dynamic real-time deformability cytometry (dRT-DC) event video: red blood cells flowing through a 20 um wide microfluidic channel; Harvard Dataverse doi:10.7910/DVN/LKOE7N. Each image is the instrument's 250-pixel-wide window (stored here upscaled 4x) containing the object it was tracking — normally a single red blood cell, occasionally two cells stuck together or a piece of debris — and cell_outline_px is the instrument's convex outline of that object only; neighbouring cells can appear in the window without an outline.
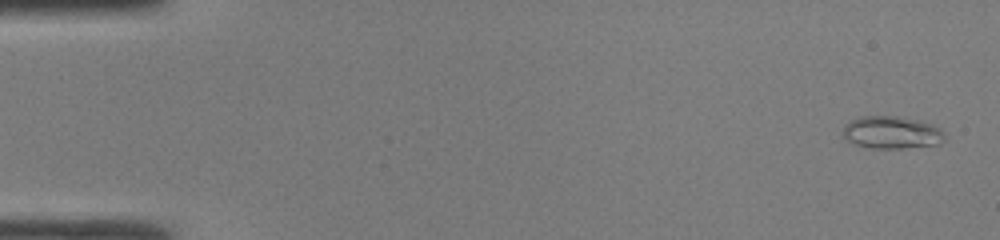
{"species": "common noctule bat (a hibernating species)", "species_latin": "Nyctalus noctula", "temperature_condition": "room temperature", "stored_images_in_passage": 47, "camera_frame_rate_fps": 3000, "um_per_image_px": 0.085, "animal": {"sex": "male", "body_mass_g": 19.0, "forearm_length_mm": 50.8}, "frame": {"image": 1, "passage_image": 1, "time_ms": 0.0, "image_size_px": [1000, 240], "cell_outline_px": [[944, 140], [940, 144], [900, 148], [872, 148], [856, 144], [840, 136], [844, 124], [852, 120], [864, 116], [896, 116], [916, 120], [932, 124], [940, 128], [944, 132]], "centroid_in_image_um": [75.77, 11.26], "position_along_channel_um": 9.2, "area_um2": 19.25}}
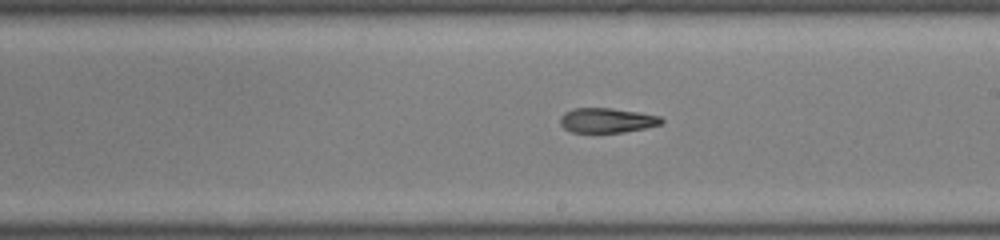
{"frame": {"image": 2, "passage_image": 27, "time_ms": 8.667, "image_size_px": [1000, 240], "cell_outline_px": [[664, 124], [624, 132], [572, 132], [564, 128], [560, 124], [560, 116], [564, 112], [576, 108], [612, 108], [640, 112], [660, 116], [664, 120]], "centroid_in_image_um": [51.61, 10.22], "position_along_channel_um": 237.4, "area_um2": 14.68}}
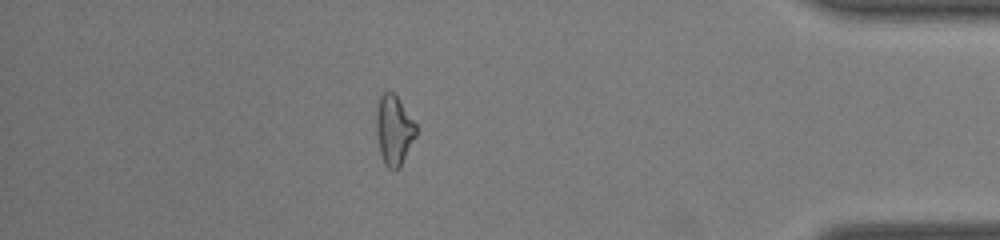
{"frame": {"image": 3, "passage_image": 41, "time_ms": 13.333, "image_size_px": [1000, 240], "cell_outline_px": [[416, 136], [400, 168], [388, 168], [384, 164], [380, 152], [376, 132], [376, 108], [380, 96], [384, 92], [392, 92], [400, 100], [416, 124]], "centroid_in_image_um": [33.48, 11.06], "position_along_channel_um": 401.7, "area_um2": 16.13}, "authors_computed_cell_mechanics": {"area_um2": 16.184, "velocity_mm_per_s": 4.3186, "shape_relaxation_time_tau1_ms": 4.523, "shape_relaxation_time_tau2_ms": 3.6147, "deformation_change_tau1": 0.1962, "deformation_change_tau2": 0.1411}}